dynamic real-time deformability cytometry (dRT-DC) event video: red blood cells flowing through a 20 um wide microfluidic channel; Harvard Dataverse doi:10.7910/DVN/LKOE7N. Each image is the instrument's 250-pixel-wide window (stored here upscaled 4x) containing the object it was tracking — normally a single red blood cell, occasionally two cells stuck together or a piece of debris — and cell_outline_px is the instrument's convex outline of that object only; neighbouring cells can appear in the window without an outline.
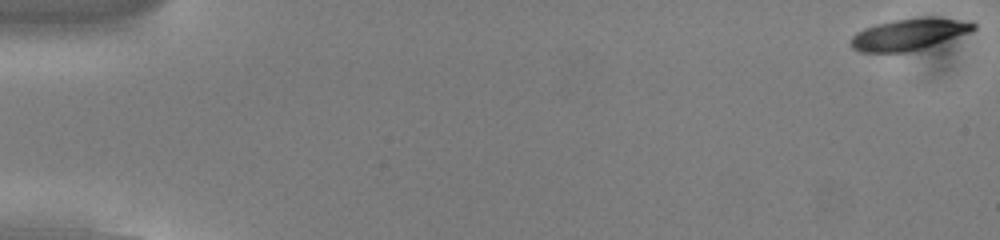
{"species": "common noctule bat (a hibernating species)", "species_latin": "Nyctalus noctula", "temperature_condition": "cold", "stored_images_in_passage": 54, "camera_frame_rate_fps": 3000, "um_per_image_px": 0.085, "animal": {"sex": "male", "body_mass_g": 13.0, "forearm_length_mm": 53.1}, "frame": {"image": 1, "passage_image": 1, "time_ms": 0.0, "image_size_px": [1000, 240], "cell_outline_px": [[976, 28], [968, 32], [924, 48], [904, 52], [860, 52], [852, 48], [852, 36], [856, 32], [864, 28], [876, 24], [896, 20], [928, 16], [932, 16], [956, 20], [976, 24]], "centroid_in_image_um": [77.21, 2.91], "position_along_channel_um": 7.8, "area_um2": 22.02}}
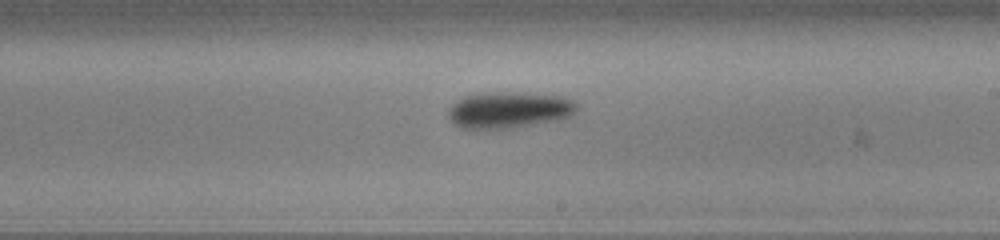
{"frame": {"image": 2, "passage_image": 32, "time_ms": 10.333, "image_size_px": [1000, 240], "cell_outline_px": [[576, 108], [568, 116], [556, 120], [512, 128], [460, 128], [452, 124], [448, 116], [448, 112], [452, 104], [456, 100], [464, 96], [484, 92], [512, 92], [564, 96], [572, 100], [576, 104]], "centroid_in_image_um": [43.19, 9.33], "position_along_channel_um": 245.8, "area_um2": 27.11}}
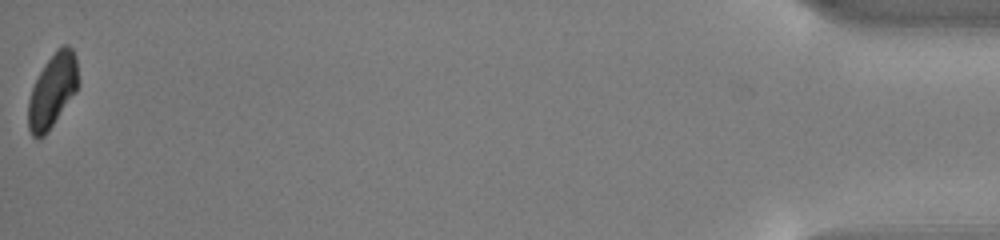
{"frame": {"image": 3, "passage_image": 54, "time_ms": 17.667, "image_size_px": [1000, 240], "cell_outline_px": [[80, 84], [76, 92], [48, 132], [44, 136], [32, 136], [28, 128], [28, 100], [32, 88], [44, 64], [56, 48], [60, 44], [68, 44], [72, 48], [76, 56], [80, 80]], "centroid_in_image_um": [4.5, 7.65], "position_along_channel_um": 430.7, "area_um2": 21.85}, "authors_computed_cell_mechanics": {"area_um2": 23.7847, "velocity_mm_per_s": 3.8288, "shape_relaxation_time_tau1_ms": 1.7836, "shape_relaxation_time_tau2_ms": null, "deformation_change_tau1": 0.0931, "deformation_change_tau2": null}}